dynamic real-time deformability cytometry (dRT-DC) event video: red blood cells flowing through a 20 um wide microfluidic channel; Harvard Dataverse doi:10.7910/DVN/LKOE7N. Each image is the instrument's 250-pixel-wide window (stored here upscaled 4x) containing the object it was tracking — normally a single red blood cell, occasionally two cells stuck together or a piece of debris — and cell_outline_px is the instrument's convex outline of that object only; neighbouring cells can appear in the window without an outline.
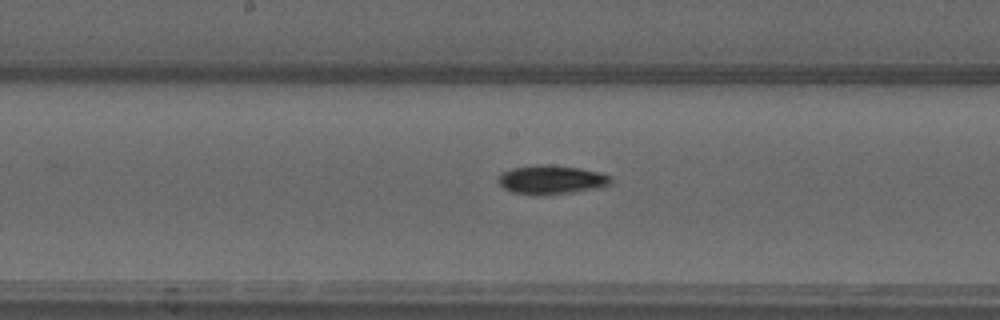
{"species": "common noctule bat (a hibernating species)", "species_latin": "Nyctalus noctula", "temperature_condition": "warm", "stored_images_in_passage": 41, "camera_frame_rate_fps": 3000, "um_per_image_px": 0.085, "animal": {"sex": "male", "forearm_length_mm": 52.5}, "frame": {"image": 1, "passage_image": 17, "time_ms": 5.333, "image_size_px": [1000, 320], "cell_outline_px": [[612, 184], [600, 188], [544, 196], [540, 196], [512, 192], [504, 188], [496, 180], [500, 172], [512, 168], [536, 164], [544, 164], [580, 168], [600, 172], [608, 176], [612, 180]], "centroid_in_image_um": [46.84, 15.28], "position_along_channel_um": 201.4, "area_um2": 19.31}}
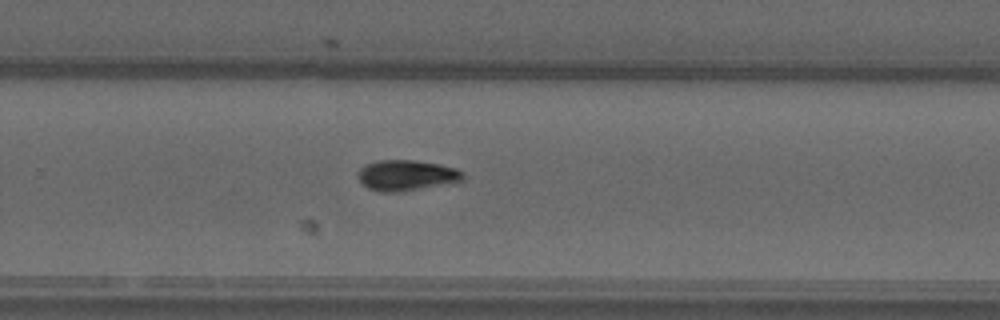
{"frame": {"image": 2, "passage_image": 24, "time_ms": 7.667, "image_size_px": [1000, 320], "cell_outline_px": [[464, 176], [460, 180], [396, 192], [380, 192], [368, 188], [360, 180], [356, 172], [364, 164], [380, 160], [412, 160], [436, 164], [456, 168], [464, 172]], "centroid_in_image_um": [34.46, 14.88], "position_along_channel_um": 295.3, "area_um2": 18.21}}
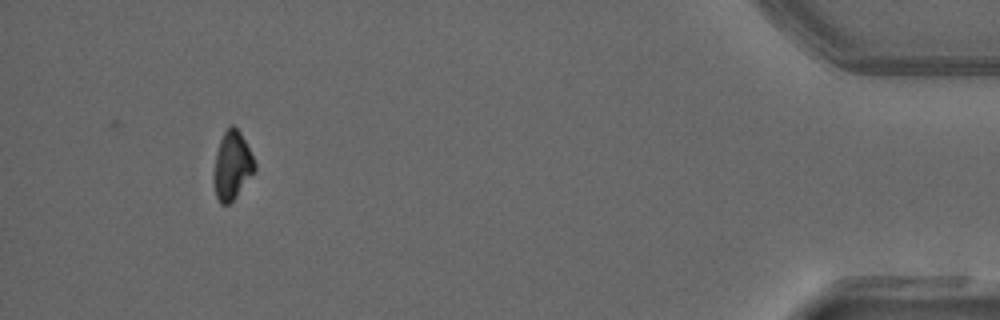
{"frame": {"image": 3, "passage_image": 38, "time_ms": 12.333, "image_size_px": [1000, 320], "cell_outline_px": [[256, 168], [236, 196], [228, 204], [220, 204], [216, 196], [216, 152], [220, 140], [224, 132], [232, 124], [240, 132], [256, 164]], "centroid_in_image_um": [19.75, 14.05], "position_along_channel_um": 415.4, "area_um2": 15.37}, "authors_computed_cell_mechanics": {"area_um2": 17.5134, "velocity_mm_per_s": 4.0369, "shape_relaxation_time_tau1_ms": 3.9544, "shape_relaxation_time_tau2_ms": null, "deformation_change_tau1": 0.1445, "deformation_change_tau2": null}}